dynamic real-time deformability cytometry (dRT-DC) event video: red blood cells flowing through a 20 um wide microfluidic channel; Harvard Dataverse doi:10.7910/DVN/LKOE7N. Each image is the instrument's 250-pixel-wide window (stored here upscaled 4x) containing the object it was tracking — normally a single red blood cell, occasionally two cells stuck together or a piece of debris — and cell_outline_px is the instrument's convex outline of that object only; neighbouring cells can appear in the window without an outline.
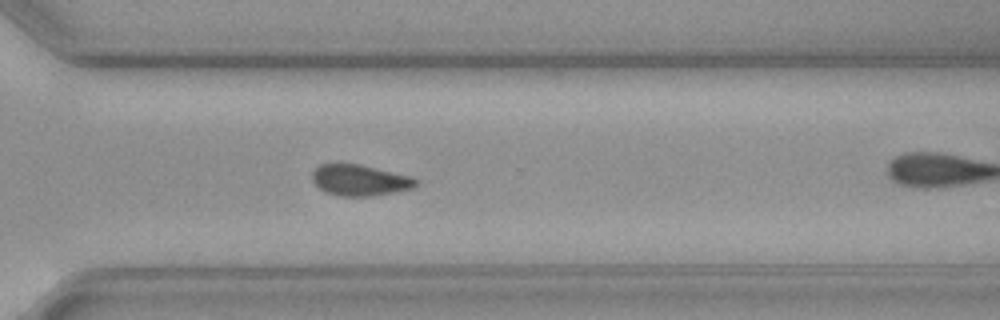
{"species": "common noctule bat (a hibernating species)", "species_latin": "Nyctalus noctula", "temperature_condition": "cold", "stored_images_in_passage": 41, "camera_frame_rate_fps": 3000, "um_per_image_px": 0.085, "animal": {"sex": "female", "body_mass_g": 19.3, "forearm_length_mm": 54.1}, "frame": {"image": 1, "passage_image": 24, "time_ms": 7.667, "image_size_px": [1000, 320], "cell_outline_px": [[420, 184], [412, 188], [396, 192], [372, 196], [340, 196], [324, 192], [312, 180], [312, 172], [320, 164], [360, 164], [408, 176], [420, 180]], "centroid_in_image_um": [30.6, 15.33], "position_along_channel_um": 340.0, "area_um2": 18.73}}
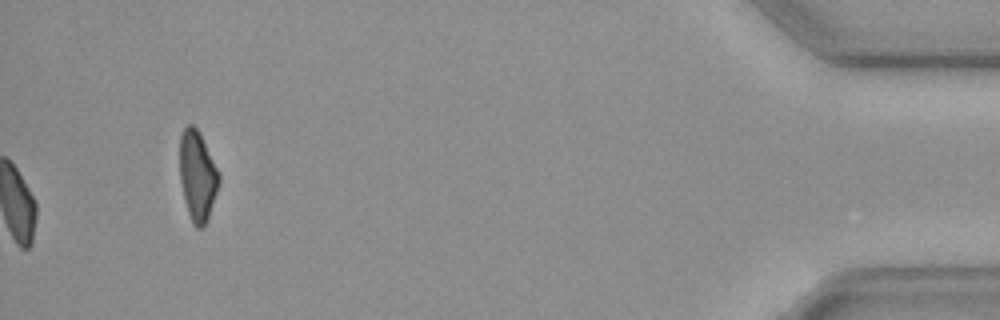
{"frame": {"image": 2, "passage_image": 41, "time_ms": 13.333, "image_size_px": [1000, 320], "cell_outline_px": [[220, 180], [208, 220], [200, 228], [196, 228], [192, 224], [184, 200], [180, 180], [180, 136], [184, 128], [188, 124], [192, 124], [200, 132], [220, 172]], "centroid_in_image_um": [16.79, 14.93], "position_along_channel_um": 418.4, "area_um2": 20.75}, "authors_computed_cell_mechanics": {"area_um2": 19.4208, "velocity_mm_per_s": 3.5909, "shape_relaxation_time_tau1_ms": 8.706, "shape_relaxation_time_tau2_ms": null, "deformation_change_tau1": 0.131, "deformation_change_tau2": null}}